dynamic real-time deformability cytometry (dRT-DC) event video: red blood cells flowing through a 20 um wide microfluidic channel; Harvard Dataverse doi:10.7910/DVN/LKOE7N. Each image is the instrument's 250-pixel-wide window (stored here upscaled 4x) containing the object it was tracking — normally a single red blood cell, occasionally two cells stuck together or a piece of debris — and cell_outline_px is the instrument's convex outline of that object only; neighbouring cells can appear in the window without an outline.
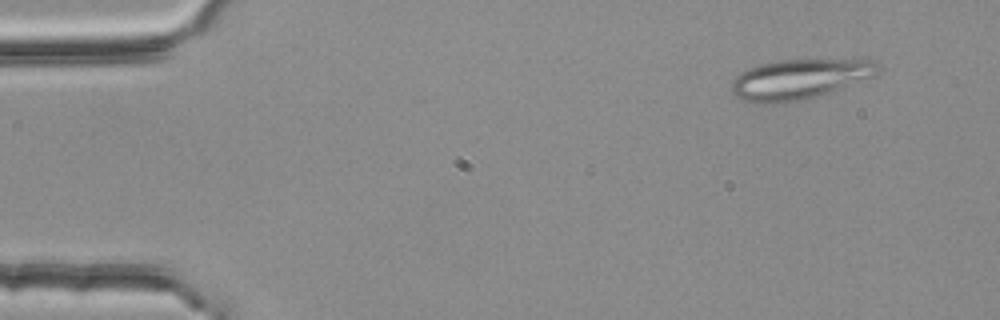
{"species": "common noctule bat (a hibernating species)", "species_latin": "Nyctalus noctula", "temperature_condition": "room temperature", "stored_images_in_passage": 4, "camera_frame_rate_fps": 3000, "um_per_image_px": 0.085, "animal": {"sex": "female", "body_mass_g": 25.1}, "frame": {"image": 1, "passage_image": 2, "time_ms": 0.333, "image_size_px": [1000, 320], "cell_outline_px": [[880, 72], [876, 76], [816, 96], [800, 100], [776, 104], [760, 104], [744, 100], [736, 96], [732, 92], [732, 80], [740, 72], [748, 68], [760, 64], [780, 60], [872, 60], [880, 68]], "centroid_in_image_um": [67.92, 6.73], "position_along_channel_um": 17.1, "area_um2": 33.93}}